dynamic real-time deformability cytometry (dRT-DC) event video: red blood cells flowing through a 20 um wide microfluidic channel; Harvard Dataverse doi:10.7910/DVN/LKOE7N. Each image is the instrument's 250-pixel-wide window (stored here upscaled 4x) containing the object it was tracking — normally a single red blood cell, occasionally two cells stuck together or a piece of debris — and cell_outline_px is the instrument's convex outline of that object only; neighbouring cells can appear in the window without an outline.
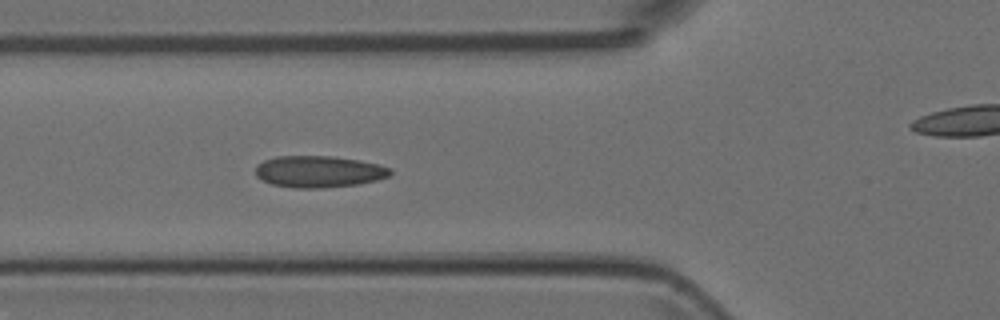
{"species": "Egyptian fruit bat (a non-hibernating species)", "species_latin": "Rousettus aegyptiacus", "temperature_condition": "room temperature", "stored_images_in_passage": 6, "segment_of_instrument_passage": [1, 2], "camera_frame_rate_fps": 3000, "um_per_image_px": 0.085, "animal": {"sex": "female"}, "frame": {"image": 1, "passage_image": 5, "time_ms": 1.333, "image_size_px": [1000, 320], "cell_outline_px": [[392, 172], [388, 176], [376, 180], [356, 184], [324, 188], [292, 188], [272, 184], [256, 176], [256, 164], [264, 160], [276, 156], [332, 156], [360, 160], [380, 164], [392, 168]], "centroid_in_image_um": [27.1, 14.58], "position_along_channel_um": 98.7, "area_um2": 24.97}}